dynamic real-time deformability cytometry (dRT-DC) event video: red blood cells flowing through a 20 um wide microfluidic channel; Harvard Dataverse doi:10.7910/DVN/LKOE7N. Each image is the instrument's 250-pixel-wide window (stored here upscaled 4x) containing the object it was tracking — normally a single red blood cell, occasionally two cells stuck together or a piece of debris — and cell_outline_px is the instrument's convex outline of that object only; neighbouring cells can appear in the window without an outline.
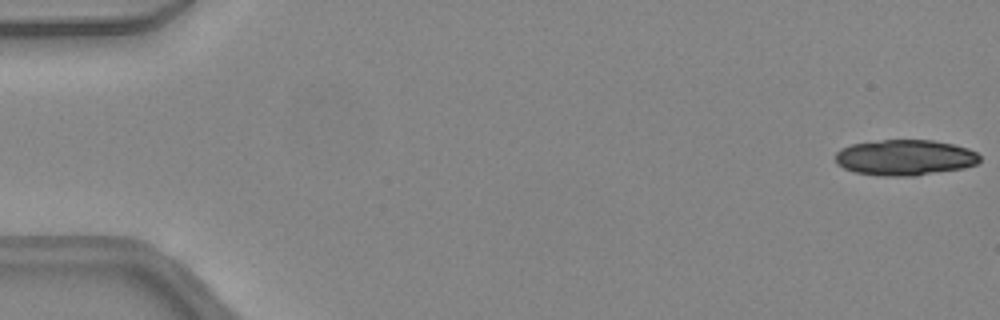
{"species": "common noctule bat (a hibernating species)", "species_latin": "Nyctalus noctula", "temperature_condition": "warm", "stored_images_in_passage": 8, "camera_frame_rate_fps": 3000, "um_per_image_px": 0.085, "animal": {"sex": "female", "body_mass_g": 24.6, "forearm_length_mm": 56.2}, "frame": {"image": 1, "passage_image": 1, "time_ms": 0.0, "image_size_px": [1000, 320], "cell_outline_px": [[980, 160], [976, 164], [964, 168], [916, 176], [880, 176], [856, 172], [844, 168], [836, 164], [836, 152], [840, 148], [852, 144], [880, 140], [932, 140], [952, 144], [968, 148], [976, 152], [980, 156]], "centroid_in_image_um": [76.92, 13.39], "position_along_channel_um": 8.1, "area_um2": 30.17}}